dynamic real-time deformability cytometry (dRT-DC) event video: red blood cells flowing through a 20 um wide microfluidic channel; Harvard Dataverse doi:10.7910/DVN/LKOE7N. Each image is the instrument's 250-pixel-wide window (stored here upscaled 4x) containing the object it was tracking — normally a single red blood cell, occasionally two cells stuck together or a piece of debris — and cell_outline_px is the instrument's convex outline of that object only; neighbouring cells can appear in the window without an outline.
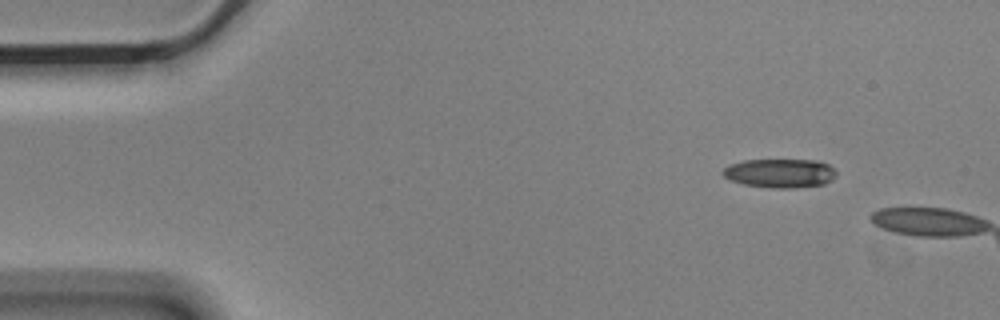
{"species": "Egyptian fruit bat (a non-hibernating species)", "species_latin": "Rousettus aegyptiacus", "temperature_condition": "cold", "stored_images_in_passage": 3, "camera_frame_rate_fps": 3000, "um_per_image_px": 0.085, "animal": {"sex": "male"}, "frame": {"image": 1, "passage_image": 1, "time_ms": 0.0, "image_size_px": [1000, 320], "cell_outline_px": [[836, 176], [824, 184], [796, 188], [772, 188], [744, 184], [728, 180], [720, 172], [728, 164], [744, 160], [816, 160], [828, 164], [836, 172]], "centroid_in_image_um": [66.25, 14.72], "position_along_channel_um": 18.7, "area_um2": 19.25}}